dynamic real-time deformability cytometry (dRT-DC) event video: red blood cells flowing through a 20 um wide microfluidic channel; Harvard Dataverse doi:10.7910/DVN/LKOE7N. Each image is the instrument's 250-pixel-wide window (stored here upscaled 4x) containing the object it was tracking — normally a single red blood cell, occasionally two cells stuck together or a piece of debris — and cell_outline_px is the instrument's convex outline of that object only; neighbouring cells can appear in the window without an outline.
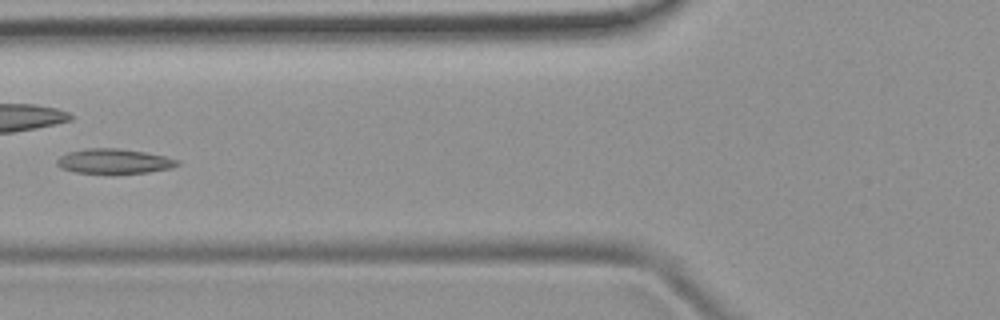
{"species": "common noctule bat (a hibernating species)", "species_latin": "Nyctalus noctula", "temperature_condition": "room temperature", "stored_images_in_passage": 4, "camera_frame_rate_fps": 3000, "um_per_image_px": 0.085, "animal": {"sex": "female", "body_mass_g": 19.9}, "frame": {"image": 1, "passage_image": 3, "time_ms": 3.333, "image_size_px": [1000, 320], "cell_outline_px": [[180, 164], [172, 168], [148, 172], [76, 172], [60, 168], [56, 164], [56, 160], [60, 156], [68, 152], [88, 148], [116, 148], [144, 152], [164, 156], [180, 160]], "centroid_in_image_um": [9.7, 13.69], "position_along_channel_um": 116.1, "area_um2": 17.05}}
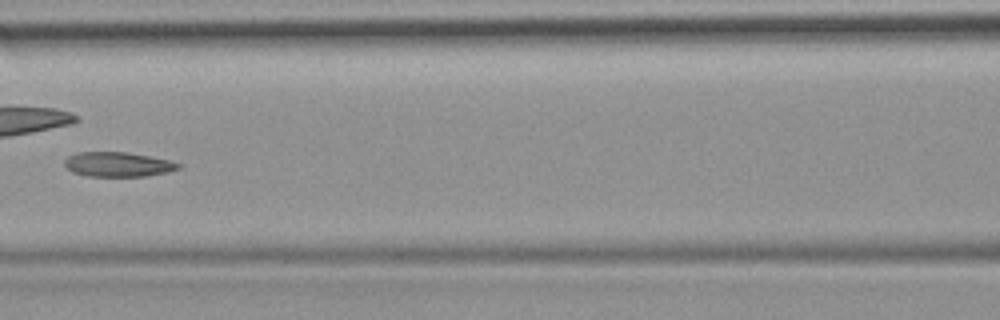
{"frame": {"image": 2, "passage_image": 4, "time_ms": 4.333, "image_size_px": [1000, 320], "cell_outline_px": [[180, 168], [168, 172], [148, 176], [88, 176], [72, 172], [64, 164], [64, 160], [68, 156], [76, 152], [128, 152], [172, 160], [180, 164]], "centroid_in_image_um": [10.04, 13.97], "position_along_channel_um": 156.6, "area_um2": 16.47}}